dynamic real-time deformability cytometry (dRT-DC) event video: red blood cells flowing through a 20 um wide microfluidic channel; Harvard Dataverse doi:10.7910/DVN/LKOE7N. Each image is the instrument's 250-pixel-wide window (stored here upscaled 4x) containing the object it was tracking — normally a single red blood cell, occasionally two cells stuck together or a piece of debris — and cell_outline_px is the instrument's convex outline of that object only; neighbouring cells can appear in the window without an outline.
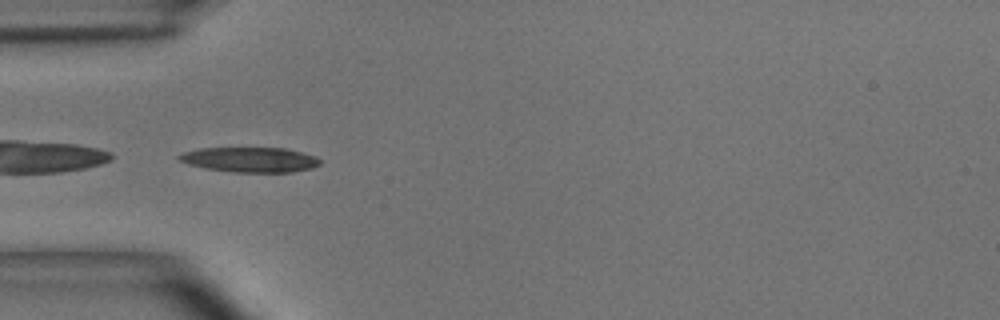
{"species": "common noctule bat (a hibernating species)", "species_latin": "Nyctalus noctula", "temperature_condition": "room temperature", "stored_images_in_passage": 39, "camera_frame_rate_fps": 3000, "um_per_image_px": 0.085, "animal": {"sex": "male", "body_mass_g": 15.6}, "frame": {"image": 1, "passage_image": 1, "time_ms": 0.0, "image_size_px": [1000, 320], "cell_outline_px": [[320, 164], [312, 168], [292, 172], [232, 172], [204, 168], [188, 164], [180, 160], [176, 156], [184, 152], [200, 148], [284, 148], [316, 156], [320, 160]], "centroid_in_image_um": [21.25, 13.57], "position_along_channel_um": 63.8, "area_um2": 20.46}}
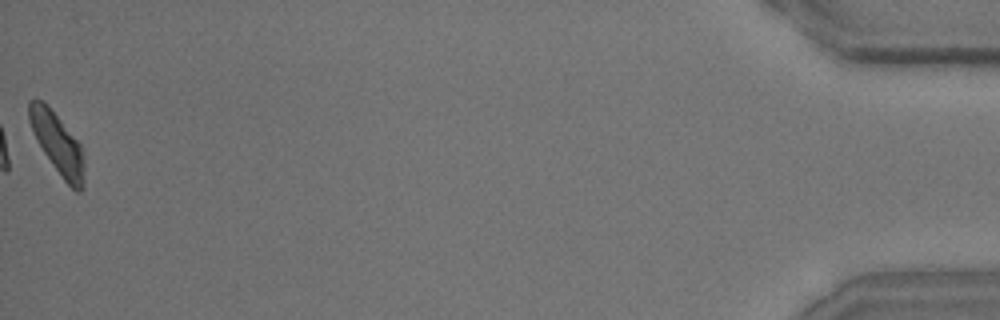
{"frame": {"image": 2, "passage_image": 39, "time_ms": 12.667, "image_size_px": [1000, 320], "cell_outline_px": [[84, 188], [80, 192], [76, 192], [64, 180], [44, 152], [28, 120], [28, 100], [36, 96], [44, 100], [80, 144], [84, 160]], "centroid_in_image_um": [4.88, 12.16], "position_along_channel_um": 430.3, "area_um2": 19.42}, "authors_computed_cell_mechanics": {"area_um2": 19.8254, "velocity_mm_per_s": 3.6441, "shape_relaxation_time_tau1_ms": 3.642, "shape_relaxation_time_tau2_ms": 5.0946, "deformation_change_tau1": 0.1602, "deformation_change_tau2": 0.1303}}